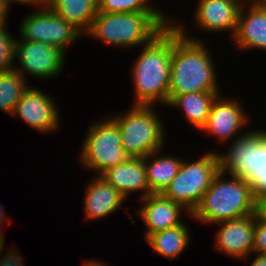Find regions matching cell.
Wrapping results in <instances>:
<instances>
[{
	"label": "cell",
	"instance_id": "cell-1",
	"mask_svg": "<svg viewBox=\"0 0 266 266\" xmlns=\"http://www.w3.org/2000/svg\"><path fill=\"white\" fill-rule=\"evenodd\" d=\"M172 19V58L169 95L191 92H220L217 72L205 42L193 38L183 24Z\"/></svg>",
	"mask_w": 266,
	"mask_h": 266
},
{
	"label": "cell",
	"instance_id": "cell-2",
	"mask_svg": "<svg viewBox=\"0 0 266 266\" xmlns=\"http://www.w3.org/2000/svg\"><path fill=\"white\" fill-rule=\"evenodd\" d=\"M132 66L133 105H167L172 58V23L142 47Z\"/></svg>",
	"mask_w": 266,
	"mask_h": 266
},
{
	"label": "cell",
	"instance_id": "cell-3",
	"mask_svg": "<svg viewBox=\"0 0 266 266\" xmlns=\"http://www.w3.org/2000/svg\"><path fill=\"white\" fill-rule=\"evenodd\" d=\"M166 15L164 12H98L85 35L109 46L141 48L172 23Z\"/></svg>",
	"mask_w": 266,
	"mask_h": 266
},
{
	"label": "cell",
	"instance_id": "cell-4",
	"mask_svg": "<svg viewBox=\"0 0 266 266\" xmlns=\"http://www.w3.org/2000/svg\"><path fill=\"white\" fill-rule=\"evenodd\" d=\"M221 170L213 178L210 187L191 213V218L199 222L218 224L242 218L257 212L251 186L239 177Z\"/></svg>",
	"mask_w": 266,
	"mask_h": 266
},
{
	"label": "cell",
	"instance_id": "cell-5",
	"mask_svg": "<svg viewBox=\"0 0 266 266\" xmlns=\"http://www.w3.org/2000/svg\"><path fill=\"white\" fill-rule=\"evenodd\" d=\"M111 118L119 126L122 147L129 157L143 158L165 148L164 122L154 106L133 105Z\"/></svg>",
	"mask_w": 266,
	"mask_h": 266
},
{
	"label": "cell",
	"instance_id": "cell-6",
	"mask_svg": "<svg viewBox=\"0 0 266 266\" xmlns=\"http://www.w3.org/2000/svg\"><path fill=\"white\" fill-rule=\"evenodd\" d=\"M219 171L217 151H209L191 163L183 159L177 175L161 194L192 213Z\"/></svg>",
	"mask_w": 266,
	"mask_h": 266
},
{
	"label": "cell",
	"instance_id": "cell-7",
	"mask_svg": "<svg viewBox=\"0 0 266 266\" xmlns=\"http://www.w3.org/2000/svg\"><path fill=\"white\" fill-rule=\"evenodd\" d=\"M88 128L79 154L82 167L92 169L100 176L129 158L122 147L119 126L111 116L94 122Z\"/></svg>",
	"mask_w": 266,
	"mask_h": 266
},
{
	"label": "cell",
	"instance_id": "cell-8",
	"mask_svg": "<svg viewBox=\"0 0 266 266\" xmlns=\"http://www.w3.org/2000/svg\"><path fill=\"white\" fill-rule=\"evenodd\" d=\"M262 128L236 136L225 153H218L220 170L250 186L266 171V136Z\"/></svg>",
	"mask_w": 266,
	"mask_h": 266
},
{
	"label": "cell",
	"instance_id": "cell-9",
	"mask_svg": "<svg viewBox=\"0 0 266 266\" xmlns=\"http://www.w3.org/2000/svg\"><path fill=\"white\" fill-rule=\"evenodd\" d=\"M38 8V9H37ZM20 24L21 40L43 42L66 52L83 34L49 6H37Z\"/></svg>",
	"mask_w": 266,
	"mask_h": 266
},
{
	"label": "cell",
	"instance_id": "cell-10",
	"mask_svg": "<svg viewBox=\"0 0 266 266\" xmlns=\"http://www.w3.org/2000/svg\"><path fill=\"white\" fill-rule=\"evenodd\" d=\"M65 57L66 52L59 47L20 38L14 40L13 58L19 60L20 68L14 65L13 69L24 79L27 74L40 79L57 76L65 66Z\"/></svg>",
	"mask_w": 266,
	"mask_h": 266
},
{
	"label": "cell",
	"instance_id": "cell-11",
	"mask_svg": "<svg viewBox=\"0 0 266 266\" xmlns=\"http://www.w3.org/2000/svg\"><path fill=\"white\" fill-rule=\"evenodd\" d=\"M58 106L53 98L38 88H30L15 106L12 116L22 119L34 130L47 134L60 127Z\"/></svg>",
	"mask_w": 266,
	"mask_h": 266
},
{
	"label": "cell",
	"instance_id": "cell-12",
	"mask_svg": "<svg viewBox=\"0 0 266 266\" xmlns=\"http://www.w3.org/2000/svg\"><path fill=\"white\" fill-rule=\"evenodd\" d=\"M247 123L248 115L241 103L235 98H224L218 94L212 102L207 122L201 131L217 137L215 139L223 143L233 139Z\"/></svg>",
	"mask_w": 266,
	"mask_h": 266
},
{
	"label": "cell",
	"instance_id": "cell-13",
	"mask_svg": "<svg viewBox=\"0 0 266 266\" xmlns=\"http://www.w3.org/2000/svg\"><path fill=\"white\" fill-rule=\"evenodd\" d=\"M215 249L231 258L247 259L253 250L255 214L218 223Z\"/></svg>",
	"mask_w": 266,
	"mask_h": 266
},
{
	"label": "cell",
	"instance_id": "cell-14",
	"mask_svg": "<svg viewBox=\"0 0 266 266\" xmlns=\"http://www.w3.org/2000/svg\"><path fill=\"white\" fill-rule=\"evenodd\" d=\"M194 21L200 30L206 32H225L234 36L238 15L246 0H198Z\"/></svg>",
	"mask_w": 266,
	"mask_h": 266
},
{
	"label": "cell",
	"instance_id": "cell-15",
	"mask_svg": "<svg viewBox=\"0 0 266 266\" xmlns=\"http://www.w3.org/2000/svg\"><path fill=\"white\" fill-rule=\"evenodd\" d=\"M141 201L142 208L139 207L137 212L147 226L144 233L145 239L155 232L183 224L180 216L182 211L187 212L188 216L191 215L183 205L164 197L161 193L149 194Z\"/></svg>",
	"mask_w": 266,
	"mask_h": 266
},
{
	"label": "cell",
	"instance_id": "cell-16",
	"mask_svg": "<svg viewBox=\"0 0 266 266\" xmlns=\"http://www.w3.org/2000/svg\"><path fill=\"white\" fill-rule=\"evenodd\" d=\"M250 1L249 5H245L246 0L241 6L237 29L231 39L241 51L250 48L266 51V10L254 0Z\"/></svg>",
	"mask_w": 266,
	"mask_h": 266
},
{
	"label": "cell",
	"instance_id": "cell-17",
	"mask_svg": "<svg viewBox=\"0 0 266 266\" xmlns=\"http://www.w3.org/2000/svg\"><path fill=\"white\" fill-rule=\"evenodd\" d=\"M100 176L126 199L130 194L138 191L140 200L149 195L144 157H129L122 164L107 169Z\"/></svg>",
	"mask_w": 266,
	"mask_h": 266
},
{
	"label": "cell",
	"instance_id": "cell-18",
	"mask_svg": "<svg viewBox=\"0 0 266 266\" xmlns=\"http://www.w3.org/2000/svg\"><path fill=\"white\" fill-rule=\"evenodd\" d=\"M87 184L83 203L87 221L88 219H102L115 213L126 201V198L101 176L97 175Z\"/></svg>",
	"mask_w": 266,
	"mask_h": 266
},
{
	"label": "cell",
	"instance_id": "cell-19",
	"mask_svg": "<svg viewBox=\"0 0 266 266\" xmlns=\"http://www.w3.org/2000/svg\"><path fill=\"white\" fill-rule=\"evenodd\" d=\"M163 149L144 157L149 194L162 193L177 175L182 159L161 154ZM153 159V160H152Z\"/></svg>",
	"mask_w": 266,
	"mask_h": 266
},
{
	"label": "cell",
	"instance_id": "cell-20",
	"mask_svg": "<svg viewBox=\"0 0 266 266\" xmlns=\"http://www.w3.org/2000/svg\"><path fill=\"white\" fill-rule=\"evenodd\" d=\"M220 92H191L184 95L168 96L167 106L183 109L187 122L201 130L210 113L213 100Z\"/></svg>",
	"mask_w": 266,
	"mask_h": 266
},
{
	"label": "cell",
	"instance_id": "cell-21",
	"mask_svg": "<svg viewBox=\"0 0 266 266\" xmlns=\"http://www.w3.org/2000/svg\"><path fill=\"white\" fill-rule=\"evenodd\" d=\"M48 6L83 35L98 13V0H52Z\"/></svg>",
	"mask_w": 266,
	"mask_h": 266
},
{
	"label": "cell",
	"instance_id": "cell-22",
	"mask_svg": "<svg viewBox=\"0 0 266 266\" xmlns=\"http://www.w3.org/2000/svg\"><path fill=\"white\" fill-rule=\"evenodd\" d=\"M186 224H180L172 228L161 230L146 238L148 245L154 252L172 260L189 246L190 235ZM176 257V258H175Z\"/></svg>",
	"mask_w": 266,
	"mask_h": 266
},
{
	"label": "cell",
	"instance_id": "cell-23",
	"mask_svg": "<svg viewBox=\"0 0 266 266\" xmlns=\"http://www.w3.org/2000/svg\"><path fill=\"white\" fill-rule=\"evenodd\" d=\"M30 88L27 80L13 68L0 72V110L12 116L17 102Z\"/></svg>",
	"mask_w": 266,
	"mask_h": 266
},
{
	"label": "cell",
	"instance_id": "cell-24",
	"mask_svg": "<svg viewBox=\"0 0 266 266\" xmlns=\"http://www.w3.org/2000/svg\"><path fill=\"white\" fill-rule=\"evenodd\" d=\"M98 12L130 13V12H163L150 0H98Z\"/></svg>",
	"mask_w": 266,
	"mask_h": 266
},
{
	"label": "cell",
	"instance_id": "cell-25",
	"mask_svg": "<svg viewBox=\"0 0 266 266\" xmlns=\"http://www.w3.org/2000/svg\"><path fill=\"white\" fill-rule=\"evenodd\" d=\"M6 25L7 23L0 24V72L10 70L14 66L15 38L8 33Z\"/></svg>",
	"mask_w": 266,
	"mask_h": 266
},
{
	"label": "cell",
	"instance_id": "cell-26",
	"mask_svg": "<svg viewBox=\"0 0 266 266\" xmlns=\"http://www.w3.org/2000/svg\"><path fill=\"white\" fill-rule=\"evenodd\" d=\"M266 251V218L257 210L252 253L263 254Z\"/></svg>",
	"mask_w": 266,
	"mask_h": 266
},
{
	"label": "cell",
	"instance_id": "cell-27",
	"mask_svg": "<svg viewBox=\"0 0 266 266\" xmlns=\"http://www.w3.org/2000/svg\"><path fill=\"white\" fill-rule=\"evenodd\" d=\"M251 189L257 202L266 196V171L251 185Z\"/></svg>",
	"mask_w": 266,
	"mask_h": 266
},
{
	"label": "cell",
	"instance_id": "cell-28",
	"mask_svg": "<svg viewBox=\"0 0 266 266\" xmlns=\"http://www.w3.org/2000/svg\"><path fill=\"white\" fill-rule=\"evenodd\" d=\"M14 249H10L9 252H6L5 255L1 256L2 258H0V266H24L23 265V258L21 256H19V253H17Z\"/></svg>",
	"mask_w": 266,
	"mask_h": 266
},
{
	"label": "cell",
	"instance_id": "cell-29",
	"mask_svg": "<svg viewBox=\"0 0 266 266\" xmlns=\"http://www.w3.org/2000/svg\"><path fill=\"white\" fill-rule=\"evenodd\" d=\"M9 6L6 5L2 0H0V24L7 23L6 19H8V13H9Z\"/></svg>",
	"mask_w": 266,
	"mask_h": 266
},
{
	"label": "cell",
	"instance_id": "cell-30",
	"mask_svg": "<svg viewBox=\"0 0 266 266\" xmlns=\"http://www.w3.org/2000/svg\"><path fill=\"white\" fill-rule=\"evenodd\" d=\"M250 266H266V257L264 254H256L255 259L252 261Z\"/></svg>",
	"mask_w": 266,
	"mask_h": 266
},
{
	"label": "cell",
	"instance_id": "cell-31",
	"mask_svg": "<svg viewBox=\"0 0 266 266\" xmlns=\"http://www.w3.org/2000/svg\"><path fill=\"white\" fill-rule=\"evenodd\" d=\"M52 0H25L27 5L48 6Z\"/></svg>",
	"mask_w": 266,
	"mask_h": 266
},
{
	"label": "cell",
	"instance_id": "cell-32",
	"mask_svg": "<svg viewBox=\"0 0 266 266\" xmlns=\"http://www.w3.org/2000/svg\"><path fill=\"white\" fill-rule=\"evenodd\" d=\"M257 210L266 218V196L257 202Z\"/></svg>",
	"mask_w": 266,
	"mask_h": 266
},
{
	"label": "cell",
	"instance_id": "cell-33",
	"mask_svg": "<svg viewBox=\"0 0 266 266\" xmlns=\"http://www.w3.org/2000/svg\"><path fill=\"white\" fill-rule=\"evenodd\" d=\"M4 206H1L0 205V228H4V226L6 225V223H8L10 221V218H7L6 214L7 212L5 213L4 211ZM5 219L7 220V222L5 221Z\"/></svg>",
	"mask_w": 266,
	"mask_h": 266
},
{
	"label": "cell",
	"instance_id": "cell-34",
	"mask_svg": "<svg viewBox=\"0 0 266 266\" xmlns=\"http://www.w3.org/2000/svg\"><path fill=\"white\" fill-rule=\"evenodd\" d=\"M83 266H108L107 264H104V262H100L99 260L98 261H95V260H92V261H88V259L87 260H85L84 262H83V264H82Z\"/></svg>",
	"mask_w": 266,
	"mask_h": 266
},
{
	"label": "cell",
	"instance_id": "cell-35",
	"mask_svg": "<svg viewBox=\"0 0 266 266\" xmlns=\"http://www.w3.org/2000/svg\"><path fill=\"white\" fill-rule=\"evenodd\" d=\"M6 5H8L9 7L11 6L12 3H20L21 5H27L25 3V0H2Z\"/></svg>",
	"mask_w": 266,
	"mask_h": 266
},
{
	"label": "cell",
	"instance_id": "cell-36",
	"mask_svg": "<svg viewBox=\"0 0 266 266\" xmlns=\"http://www.w3.org/2000/svg\"><path fill=\"white\" fill-rule=\"evenodd\" d=\"M5 244V236H4V233L0 232V257H1V254L3 253V249H4V245Z\"/></svg>",
	"mask_w": 266,
	"mask_h": 266
},
{
	"label": "cell",
	"instance_id": "cell-37",
	"mask_svg": "<svg viewBox=\"0 0 266 266\" xmlns=\"http://www.w3.org/2000/svg\"><path fill=\"white\" fill-rule=\"evenodd\" d=\"M261 8L266 10V0H254Z\"/></svg>",
	"mask_w": 266,
	"mask_h": 266
}]
</instances>
